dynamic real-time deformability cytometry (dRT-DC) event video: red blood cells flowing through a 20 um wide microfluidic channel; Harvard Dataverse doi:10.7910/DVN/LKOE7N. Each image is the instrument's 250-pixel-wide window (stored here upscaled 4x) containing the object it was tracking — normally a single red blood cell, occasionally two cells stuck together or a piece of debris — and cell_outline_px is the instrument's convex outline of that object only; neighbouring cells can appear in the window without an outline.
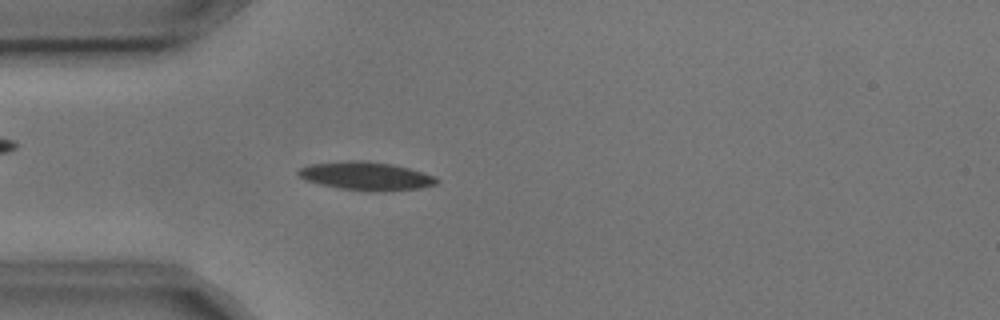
{"species": "common noctule bat (a hibernating species)", "species_latin": "Nyctalus noctula", "temperature_condition": "cold", "stored_images_in_passage": 4, "camera_frame_rate_fps": 3000, "um_per_image_px": 0.085, "animal": {"sex": "male", "body_mass_g": 17.9, "forearm_length_mm": 54.2}, "frame": {"image": 1, "passage_image": 4, "time_ms": 1.0, "image_size_px": [1000, 320], "cell_outline_px": [[440, 180], [436, 184], [420, 188], [376, 192], [368, 192], [340, 188], [320, 184], [304, 180], [296, 172], [300, 168], [312, 164], [352, 160], [360, 160], [392, 164], [424, 172]], "centroid_in_image_um": [31.12, 14.97], "position_along_channel_um": 53.9, "area_um2": 22.77}}